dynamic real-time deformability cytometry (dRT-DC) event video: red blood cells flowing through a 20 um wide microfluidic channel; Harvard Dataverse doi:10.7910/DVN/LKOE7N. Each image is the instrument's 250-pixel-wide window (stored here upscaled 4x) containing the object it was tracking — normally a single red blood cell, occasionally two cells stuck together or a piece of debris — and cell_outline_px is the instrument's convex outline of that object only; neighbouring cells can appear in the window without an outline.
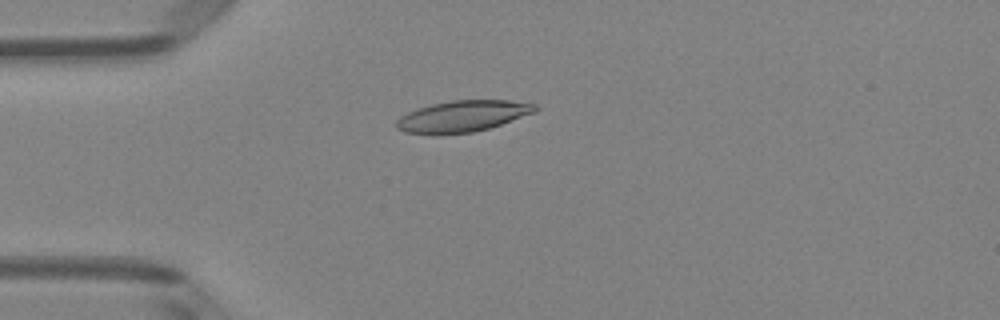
{"species": "Egyptian fruit bat (a non-hibernating species)", "species_latin": "Rousettus aegyptiacus", "temperature_condition": "room temperature", "stored_images_in_passage": 51, "camera_frame_rate_fps": 3000, "um_per_image_px": 0.085, "animal": {"sex": "female"}, "frame": {"image": 1, "passage_image": 14, "time_ms": 4.333, "image_size_px": [1000, 320], "cell_outline_px": [[540, 108], [536, 112], [488, 128], [472, 132], [404, 132], [396, 128], [396, 120], [400, 116], [408, 112], [432, 104], [452, 100], [508, 100], [536, 104]], "centroid_in_image_um": [39.38, 9.84], "position_along_channel_um": 45.6, "area_um2": 24.57}}
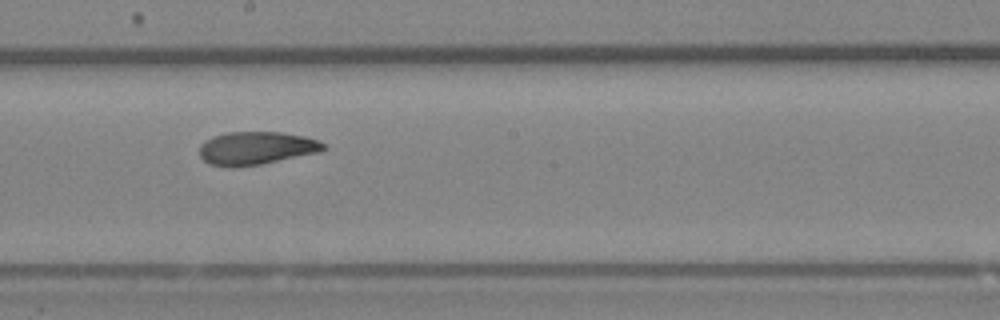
{"frame": {"image": 2, "passage_image": 29, "time_ms": 9.333, "image_size_px": [1000, 320], "cell_outline_px": [[328, 148], [320, 152], [260, 164], [232, 168], [228, 168], [208, 164], [200, 156], [200, 144], [204, 140], [212, 136], [228, 132], [280, 132], [304, 136], [320, 140]], "centroid_in_image_um": [21.76, 12.6], "position_along_channel_um": 226.4, "area_um2": 24.16}}
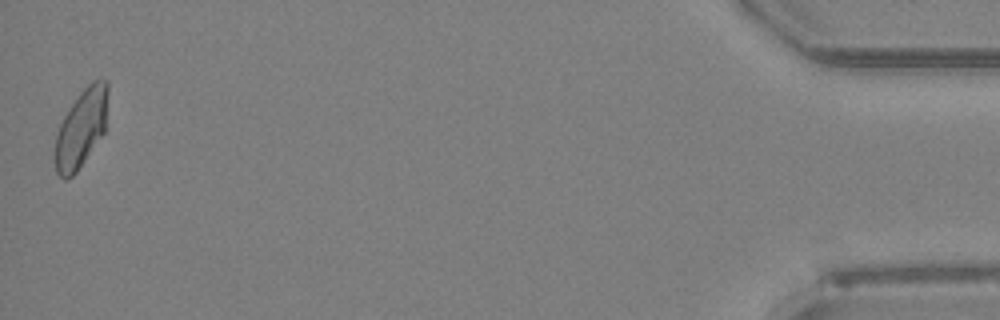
{"frame": {"image": 3, "passage_image": 51, "time_ms": 16.667, "image_size_px": [1000, 320], "cell_outline_px": [[108, 92], [104, 132], [76, 172], [72, 176], [64, 180], [56, 172], [56, 136], [60, 124], [64, 116], [80, 92], [92, 80], [108, 80]], "centroid_in_image_um": [6.92, 10.88], "position_along_channel_um": 428.3, "area_um2": 23.52}, "authors_computed_cell_mechanics": {"area_um2": 24.4494, "velocity_mm_per_s": 3.996, "shape_relaxation_time_tau1_ms": 7.8319, "shape_relaxation_time_tau2_ms": 2.2894, "deformation_change_tau1": 0.198, "deformation_change_tau2": 0.0829}}